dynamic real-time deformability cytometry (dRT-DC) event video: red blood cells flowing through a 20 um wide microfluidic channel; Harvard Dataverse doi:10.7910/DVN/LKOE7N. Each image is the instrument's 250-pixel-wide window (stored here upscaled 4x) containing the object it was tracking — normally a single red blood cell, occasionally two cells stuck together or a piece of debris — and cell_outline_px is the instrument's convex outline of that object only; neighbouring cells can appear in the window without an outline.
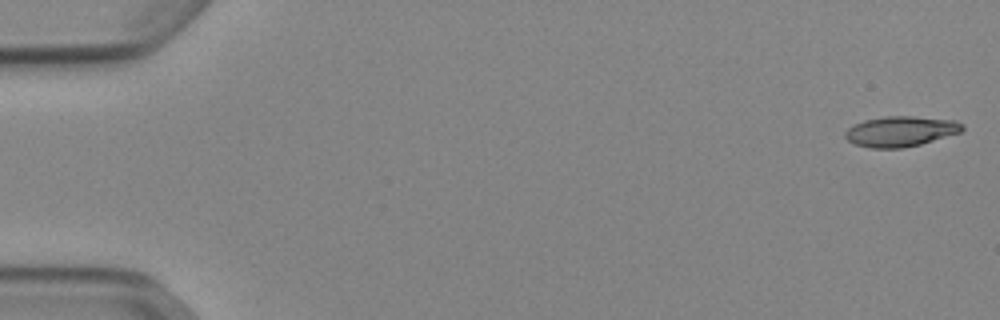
{"species": "Egyptian fruit bat (a non-hibernating species)", "species_latin": "Rousettus aegyptiacus", "temperature_condition": "cold", "stored_images_in_passage": 52, "camera_frame_rate_fps": 3000, "um_per_image_px": 0.085, "animal": {"sex": "female"}, "frame": {"image": 1, "passage_image": 1, "time_ms": 0.0, "image_size_px": [1000, 320], "cell_outline_px": [[964, 128], [960, 132], [920, 144], [900, 148], [872, 148], [856, 144], [848, 140], [844, 136], [844, 132], [852, 124], [864, 120], [888, 116], [912, 116], [956, 120], [964, 124]], "centroid_in_image_um": [76.54, 11.15], "position_along_channel_um": 8.5, "area_um2": 20.63}}
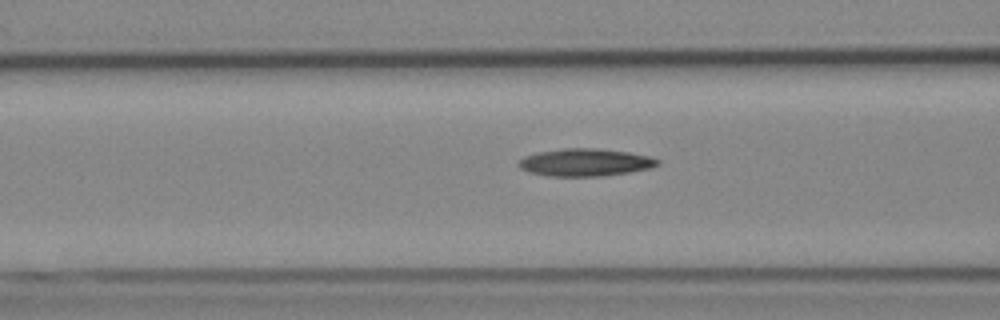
{"frame": {"image": 2, "passage_image": 21, "time_ms": 6.667, "image_size_px": [1000, 320], "cell_outline_px": [[660, 164], [652, 168], [628, 172], [600, 176], [548, 176], [528, 172], [520, 168], [516, 164], [524, 156], [536, 152], [564, 148], [596, 148], [628, 152], [648, 156], [660, 160]], "centroid_in_image_um": [49.72, 13.8], "position_along_channel_um": 116.9, "area_um2": 22.37}}
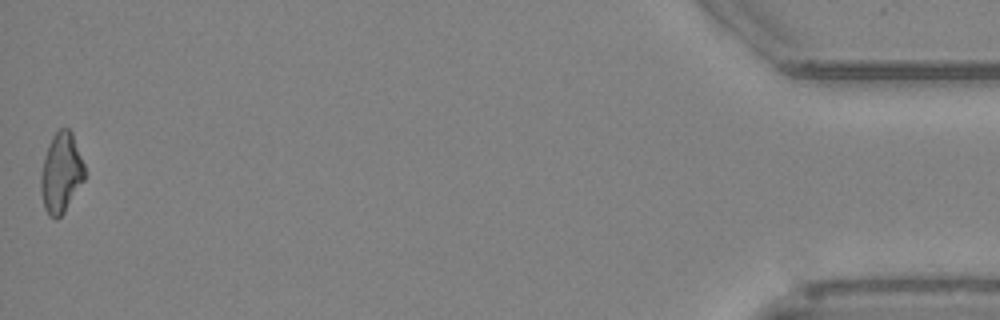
{"frame": {"image": 3, "passage_image": 52, "time_ms": 17.0, "image_size_px": [1000, 320], "cell_outline_px": [[84, 180], [64, 212], [56, 220], [48, 216], [44, 208], [40, 192], [40, 176], [44, 156], [48, 144], [52, 136], [60, 128], [68, 128], [72, 132], [84, 164]], "centroid_in_image_um": [5.17, 14.7], "position_along_channel_um": 430.0, "area_um2": 20.52}, "authors_computed_cell_mechanics": {"area_um2": 20.8947, "velocity_mm_per_s": 3.903, "shape_relaxation_time_tau1_ms": null, "shape_relaxation_time_tau2_ms": 7.754, "deformation_change_tau1": null, "deformation_change_tau2": 0.194}}